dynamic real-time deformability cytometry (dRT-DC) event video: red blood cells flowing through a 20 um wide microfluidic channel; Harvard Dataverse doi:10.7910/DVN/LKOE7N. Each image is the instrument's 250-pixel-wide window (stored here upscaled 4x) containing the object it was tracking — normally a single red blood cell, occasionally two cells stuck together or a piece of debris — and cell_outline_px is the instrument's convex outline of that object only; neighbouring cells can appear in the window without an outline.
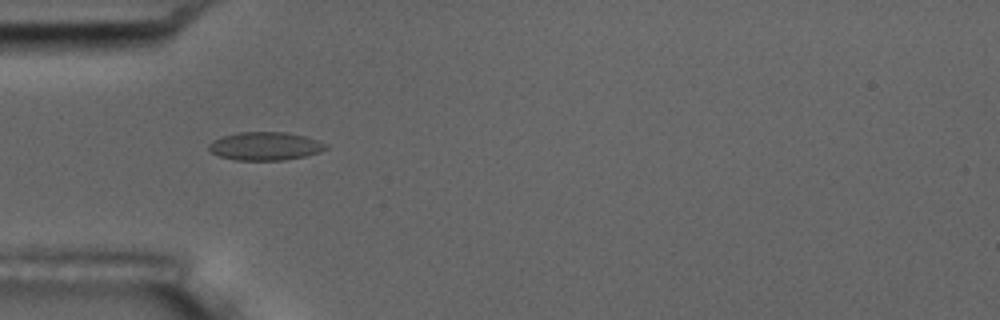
{"species": "common noctule bat (a hibernating species)", "species_latin": "Nyctalus noctula", "temperature_condition": "room temperature", "stored_images_in_passage": 15, "camera_frame_rate_fps": 3000, "um_per_image_px": 0.085, "animal": {"sex": "male", "body_mass_g": 17.5, "forearm_length_mm": 52.3}, "frame": {"image": 1, "passage_image": 5, "time_ms": 5.333, "image_size_px": [1000, 320], "cell_outline_px": [[328, 148], [320, 152], [304, 156], [284, 160], [236, 160], [220, 156], [212, 152], [208, 148], [208, 144], [212, 140], [220, 136], [236, 132], [288, 132], [320, 140], [328, 144]], "centroid_in_image_um": [22.55, 12.41], "position_along_channel_um": 62.5, "area_um2": 19.48}}
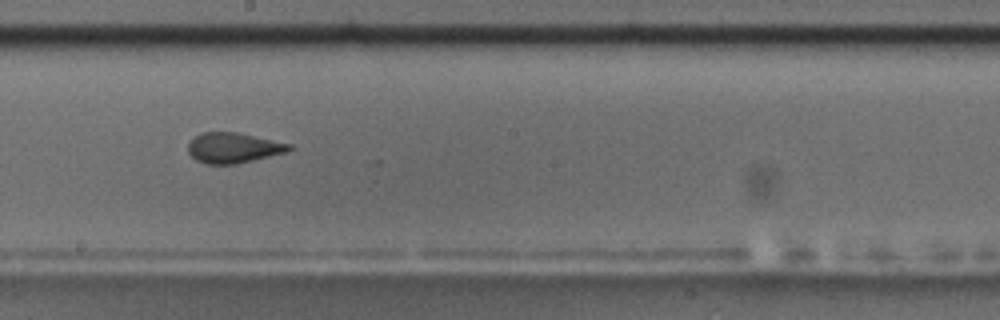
{"frame": {"image": 2, "passage_image": 9, "time_ms": 10.0, "image_size_px": [1000, 320], "cell_outline_px": [[296, 148], [288, 152], [236, 164], [208, 164], [196, 160], [188, 152], [188, 144], [200, 132], [240, 132], [292, 144]], "centroid_in_image_um": [19.9, 12.56], "position_along_channel_um": 228.3, "area_um2": 18.09}}
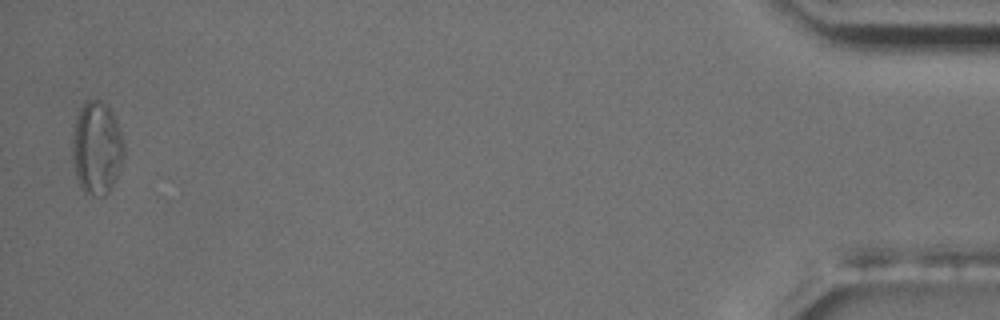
{"frame": {"image": 3, "passage_image": 15, "time_ms": 18.0, "image_size_px": [1000, 320], "cell_outline_px": [[124, 156], [120, 168], [112, 188], [104, 196], [92, 196], [84, 192], [80, 188], [76, 176], [72, 160], [72, 132], [76, 116], [84, 100], [100, 100], [108, 104], [116, 120], [124, 144]], "centroid_in_image_um": [8.21, 12.58], "position_along_channel_um": 427.0, "area_um2": 28.5}}